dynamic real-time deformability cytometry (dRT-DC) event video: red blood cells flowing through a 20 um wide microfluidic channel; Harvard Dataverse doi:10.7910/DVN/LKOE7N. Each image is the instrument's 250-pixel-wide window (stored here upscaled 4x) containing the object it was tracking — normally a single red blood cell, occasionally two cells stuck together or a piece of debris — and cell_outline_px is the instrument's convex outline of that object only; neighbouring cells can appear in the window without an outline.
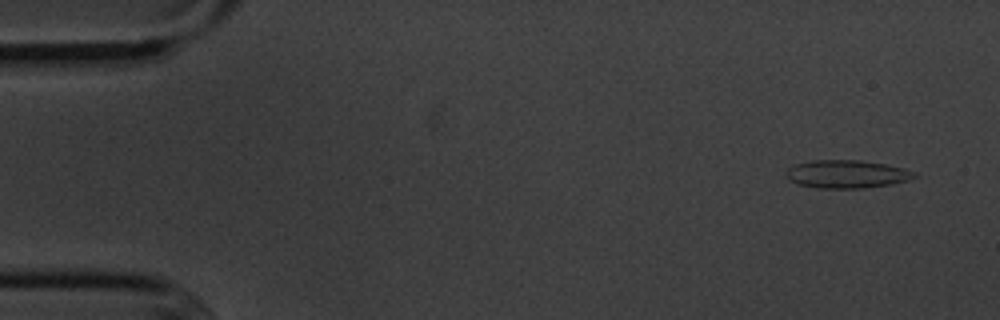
{"species": "common noctule bat (a hibernating species)", "species_latin": "Nyctalus noctula", "temperature_condition": "cold", "stored_images_in_passage": 5, "camera_frame_rate_fps": 3000, "um_per_image_px": 0.085, "animal": {"sex": "male", "body_mass_g": 20.1, "forearm_length_mm": 53.5}, "frame": {"image": 1, "passage_image": 1, "time_ms": 0.0, "image_size_px": [1000, 320], "cell_outline_px": [[916, 176], [908, 180], [892, 184], [864, 188], [816, 188], [800, 184], [788, 180], [784, 172], [788, 168], [796, 164], [812, 160], [860, 160], [884, 164], [904, 168], [916, 172]], "centroid_in_image_um": [71.95, 14.8], "position_along_channel_um": 13.0, "area_um2": 20.98}}
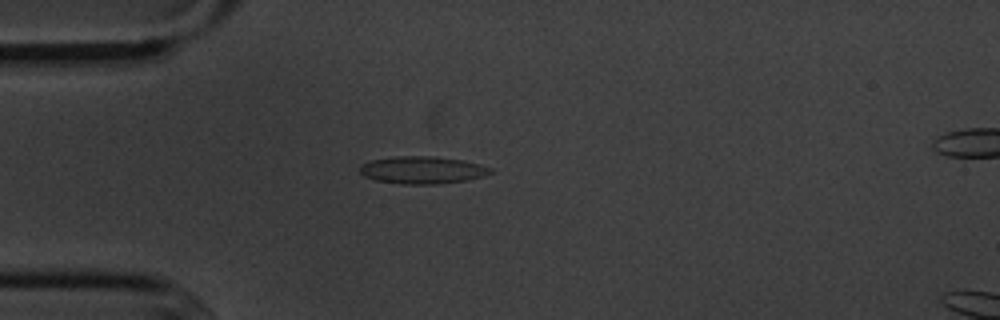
{"frame": {"image": 2, "passage_image": 4, "time_ms": 3.667, "image_size_px": [1000, 320], "cell_outline_px": [[492, 172], [480, 176], [464, 180], [436, 184], [404, 184], [376, 180], [364, 176], [360, 172], [360, 164], [372, 160], [396, 156], [436, 156], [460, 160], [480, 164], [492, 168]], "centroid_in_image_um": [35.86, 14.44], "position_along_channel_um": 49.1, "area_um2": 20.58}}